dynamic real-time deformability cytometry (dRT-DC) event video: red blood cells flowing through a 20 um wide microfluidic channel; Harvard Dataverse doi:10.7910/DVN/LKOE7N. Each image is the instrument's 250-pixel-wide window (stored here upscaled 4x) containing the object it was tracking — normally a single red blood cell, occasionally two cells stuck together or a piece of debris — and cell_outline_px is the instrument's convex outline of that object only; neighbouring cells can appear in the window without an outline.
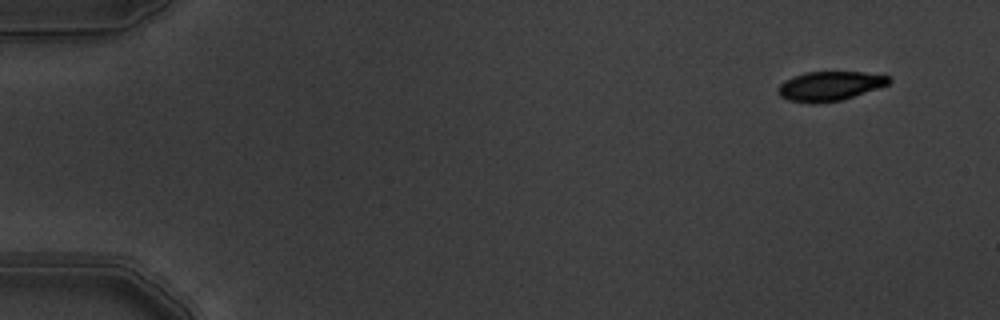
{"species": "common noctule bat (a hibernating species)", "species_latin": "Nyctalus noctula", "temperature_condition": "warm", "stored_images_in_passage": 6, "camera_frame_rate_fps": 3000, "um_per_image_px": 0.085, "animal": {"sex": "male", "body_mass_g": 19.5, "forearm_length_mm": 54.6}, "frame": {"image": 1, "passage_image": 6, "time_ms": 1.667, "image_size_px": [1000, 320], "cell_outline_px": [[892, 80], [888, 84], [840, 100], [816, 104], [788, 100], [780, 96], [780, 84], [784, 80], [804, 72], [864, 72], [888, 76]], "centroid_in_image_um": [70.51, 7.3], "position_along_channel_um": 14.5, "area_um2": 18.61}}